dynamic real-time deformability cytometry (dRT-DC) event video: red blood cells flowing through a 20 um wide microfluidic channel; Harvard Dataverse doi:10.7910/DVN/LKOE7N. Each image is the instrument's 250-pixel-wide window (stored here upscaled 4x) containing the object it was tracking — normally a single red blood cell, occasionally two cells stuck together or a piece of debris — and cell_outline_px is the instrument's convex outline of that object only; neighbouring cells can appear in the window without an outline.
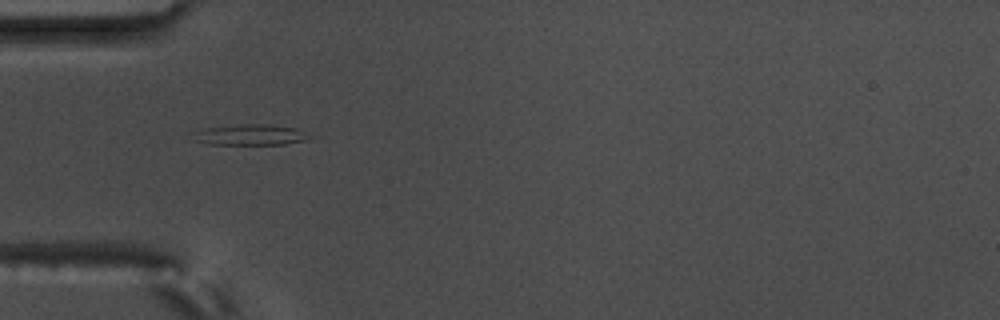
{"species": "common noctule bat (a hibernating species)", "species_latin": "Nyctalus noctula", "temperature_condition": "warm", "stored_images_in_passage": 39, "camera_frame_rate_fps": 3000, "um_per_image_px": 0.085, "animal": {"sex": "male", "body_mass_g": 17.5, "forearm_length_mm": 52.3}, "frame": {"image": 1, "passage_image": 1, "time_ms": 0.0, "image_size_px": [1000, 320], "cell_outline_px": [[308, 140], [284, 144], [208, 144], [192, 140], [196, 132], [208, 128], [248, 124], [268, 124], [296, 128]], "centroid_in_image_um": [21.22, 11.47], "position_along_channel_um": 63.8, "area_um2": 13.47}}
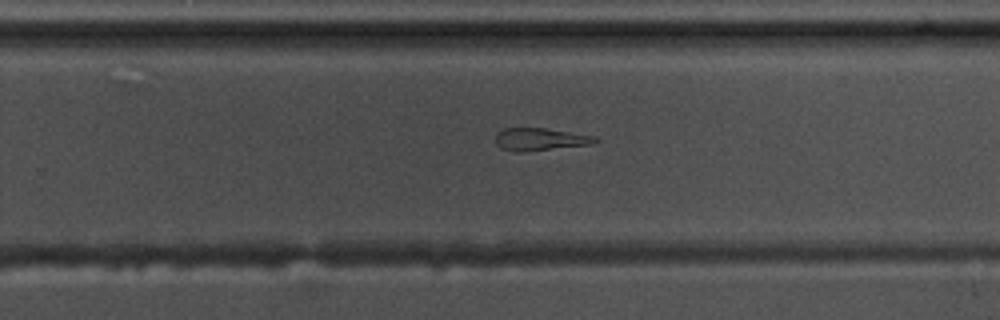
{"frame": {"image": 2, "passage_image": 19, "time_ms": 6.0, "image_size_px": [1000, 320], "cell_outline_px": [[600, 140], [592, 144], [520, 152], [512, 152], [500, 148], [496, 144], [496, 132], [504, 128], [544, 128], [596, 136]], "centroid_in_image_um": [45.88, 11.84], "position_along_channel_um": 283.9, "area_um2": 13.12}}
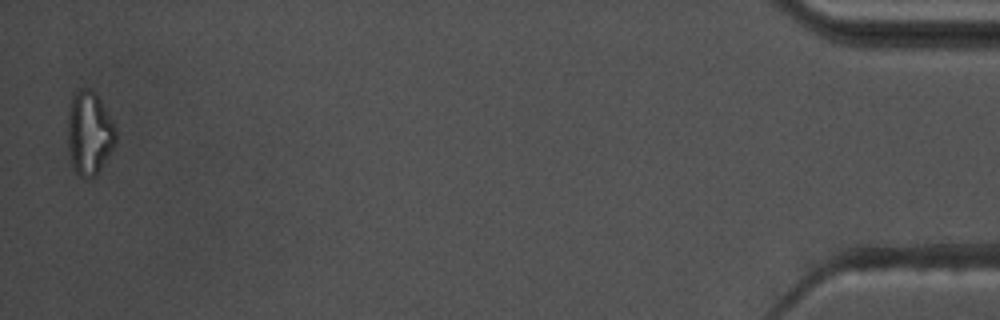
{"frame": {"image": 3, "passage_image": 38, "time_ms": 12.333, "image_size_px": [1000, 320], "cell_outline_px": [[116, 144], [96, 176], [80, 176], [76, 172], [72, 164], [68, 148], [68, 112], [72, 96], [80, 88], [88, 88], [100, 100], [116, 128]], "centroid_in_image_um": [7.59, 11.32], "position_along_channel_um": 427.6, "area_um2": 23.12}, "authors_computed_cell_mechanics": {"area_um2": 13.8142, "velocity_mm_per_s": 3.7086, "shape_relaxation_time_tau1_ms": null, "shape_relaxation_time_tau2_ms": 4.9529, "deformation_change_tau1": null, "deformation_change_tau2": 0.1694}}